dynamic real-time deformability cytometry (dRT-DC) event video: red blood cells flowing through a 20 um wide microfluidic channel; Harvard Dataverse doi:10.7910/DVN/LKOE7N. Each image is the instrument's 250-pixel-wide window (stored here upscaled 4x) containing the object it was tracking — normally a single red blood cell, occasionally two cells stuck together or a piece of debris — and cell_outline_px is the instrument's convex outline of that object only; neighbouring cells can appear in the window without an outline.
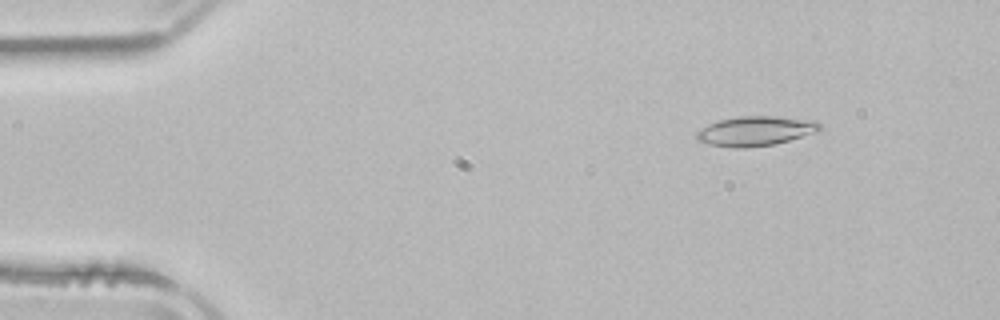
{"species": "common noctule bat (a hibernating species)", "species_latin": "Nyctalus noctula", "temperature_condition": "room temperature", "stored_images_in_passage": 53, "camera_frame_rate_fps": 3000, "um_per_image_px": 0.085, "animal": {"sex": "male", "body_mass_g": 21.5, "forearm_length_mm": 52.0}, "frame": {"image": 1, "passage_image": 7, "time_ms": 2.0, "image_size_px": [1000, 320], "cell_outline_px": [[820, 132], [776, 144], [744, 148], [736, 148], [712, 144], [696, 140], [696, 132], [708, 124], [720, 120], [740, 116], [776, 116], [816, 120], [820, 124]], "centroid_in_image_um": [64.28, 11.13], "position_along_channel_um": 20.7, "area_um2": 21.39}}
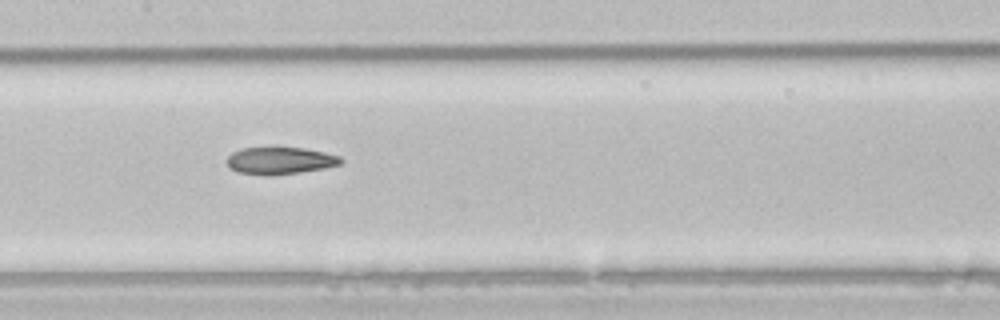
{"frame": {"image": 2, "passage_image": 26, "time_ms": 8.333, "image_size_px": [1000, 320], "cell_outline_px": [[344, 160], [340, 164], [324, 168], [300, 172], [236, 172], [228, 168], [224, 160], [232, 152], [240, 148], [272, 144], [304, 148], [324, 152], [340, 156]], "centroid_in_image_um": [23.76, 13.55], "position_along_channel_um": 183.6, "area_um2": 18.21}}
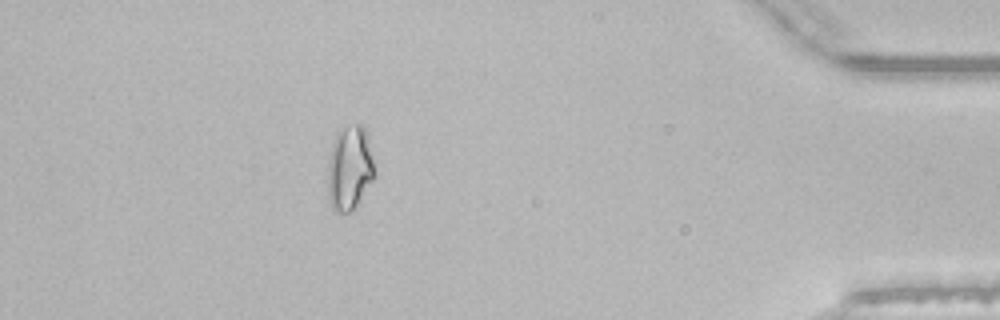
{"frame": {"image": 3, "passage_image": 47, "time_ms": 15.333, "image_size_px": [1000, 320], "cell_outline_px": [[376, 176], [352, 212], [336, 212], [332, 208], [328, 200], [328, 160], [332, 144], [336, 132], [340, 128], [356, 124], [360, 124], [364, 128], [368, 136], [376, 160]], "centroid_in_image_um": [29.75, 14.28], "position_along_channel_um": 405.4, "area_um2": 23.81}, "authors_computed_cell_mechanics": {"area_um2": 19.9988, "velocity_mm_per_s": 3.8852, "shape_relaxation_time_tau1_ms": null, "shape_relaxation_time_tau2_ms": 5.845, "deformation_change_tau1": null, "deformation_change_tau2": 0.1475}}